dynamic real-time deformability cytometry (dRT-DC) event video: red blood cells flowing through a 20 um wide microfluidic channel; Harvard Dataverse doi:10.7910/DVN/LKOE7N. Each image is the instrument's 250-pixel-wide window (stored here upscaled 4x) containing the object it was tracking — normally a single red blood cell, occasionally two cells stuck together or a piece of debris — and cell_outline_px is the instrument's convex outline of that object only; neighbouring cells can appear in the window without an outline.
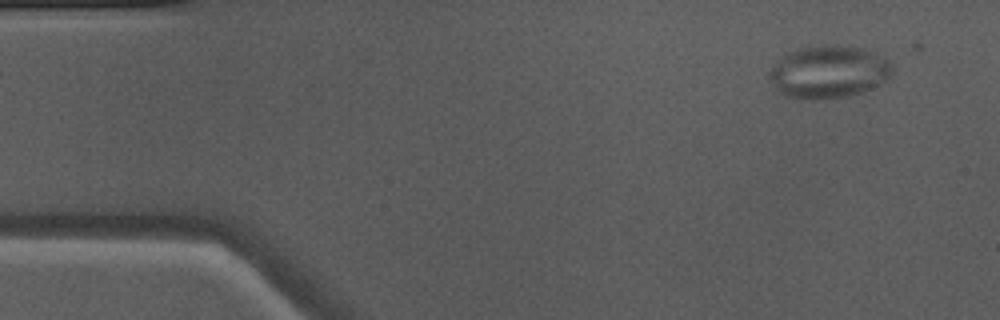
{"species": "Egyptian fruit bat (a non-hibernating species)", "species_latin": "Rousettus aegyptiacus", "temperature_condition": "warm", "stored_images_in_passage": 46, "camera_frame_rate_fps": 3000, "um_per_image_px": 0.085, "animal": {"sex": "male"}, "frame": {"image": 1, "passage_image": 1, "time_ms": 0.0, "image_size_px": [1000, 320], "cell_outline_px": [[892, 72], [880, 84], [860, 92], [848, 96], [788, 96], [768, 76], [768, 72], [772, 64], [776, 60], [788, 52], [796, 48], [812, 44], [836, 44], [864, 48], [884, 56], [892, 64]], "centroid_in_image_um": [70.47, 6.0], "position_along_channel_um": 14.5, "area_um2": 36.93}}
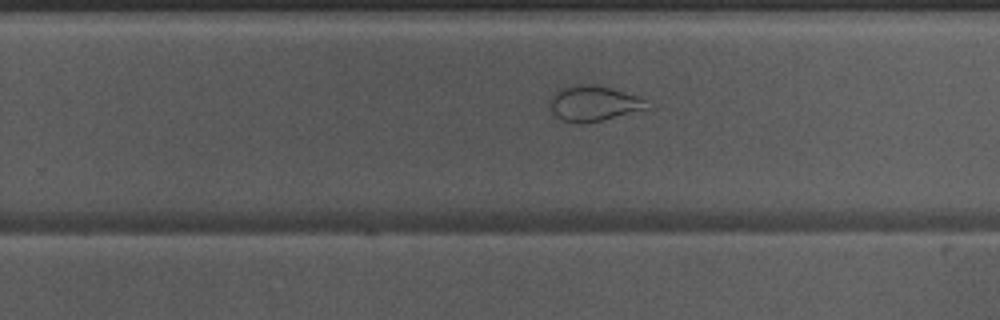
{"frame": {"image": 2, "passage_image": 28, "time_ms": 9.0, "image_size_px": [1000, 320], "cell_outline_px": [[648, 108], [600, 120], [580, 124], [560, 120], [552, 112], [552, 92], [556, 88], [572, 84], [596, 84], [612, 88], [636, 96], [644, 100]], "centroid_in_image_um": [50.37, 8.76], "position_along_channel_um": 279.4, "area_um2": 19.83}}
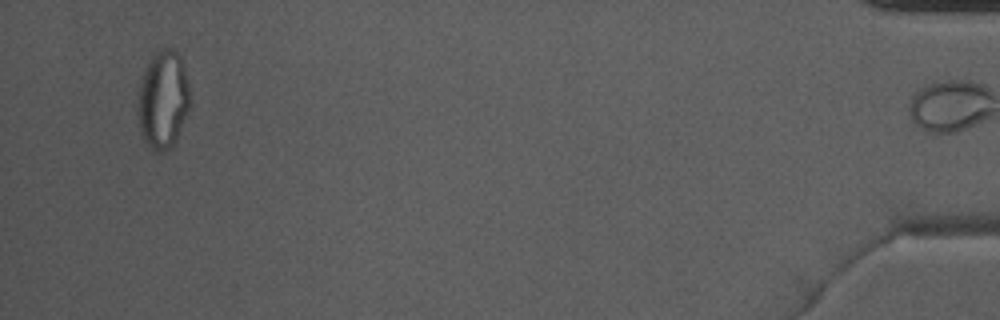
{"frame": {"image": 3, "passage_image": 45, "time_ms": 14.667, "image_size_px": [1000, 320], "cell_outline_px": [[192, 104], [176, 140], [164, 152], [156, 152], [148, 144], [140, 128], [136, 116], [140, 80], [144, 68], [152, 52], [160, 48], [172, 48], [180, 56], [184, 68], [188, 84]], "centroid_in_image_um": [13.86, 8.42], "position_along_channel_um": 421.3, "area_um2": 30.29}, "authors_computed_cell_mechanics": {"area_um2": 28.322, "velocity_mm_per_s": 4.0768, "shape_relaxation_time_tau1_ms": null, "shape_relaxation_time_tau2_ms": 2.0401, "deformation_change_tau1": null, "deformation_change_tau2": 0.0688}}